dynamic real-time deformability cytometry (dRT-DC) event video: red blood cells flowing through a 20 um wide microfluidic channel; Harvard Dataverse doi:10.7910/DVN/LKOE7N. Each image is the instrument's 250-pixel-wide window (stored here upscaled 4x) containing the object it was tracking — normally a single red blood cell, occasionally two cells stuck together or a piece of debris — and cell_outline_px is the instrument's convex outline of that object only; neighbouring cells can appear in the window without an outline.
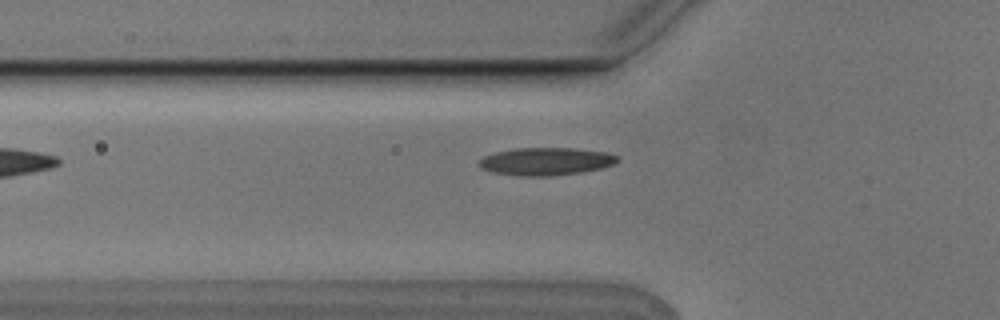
{"species": "Egyptian fruit bat (a non-hibernating species)", "species_latin": "Rousettus aegyptiacus", "temperature_condition": "cold", "stored_images_in_passage": 5, "camera_frame_rate_fps": 3000, "um_per_image_px": 0.085, "animal": {"sex": "male"}, "frame": {"image": 1, "passage_image": 4, "time_ms": 1.0, "image_size_px": [1000, 320], "cell_outline_px": [[620, 160], [612, 164], [600, 168], [580, 172], [548, 176], [520, 176], [492, 172], [480, 168], [480, 160], [484, 156], [496, 152], [516, 148], [572, 148], [608, 152], [620, 156]], "centroid_in_image_um": [46.42, 13.71], "position_along_channel_um": 79.4, "area_um2": 22.25}}